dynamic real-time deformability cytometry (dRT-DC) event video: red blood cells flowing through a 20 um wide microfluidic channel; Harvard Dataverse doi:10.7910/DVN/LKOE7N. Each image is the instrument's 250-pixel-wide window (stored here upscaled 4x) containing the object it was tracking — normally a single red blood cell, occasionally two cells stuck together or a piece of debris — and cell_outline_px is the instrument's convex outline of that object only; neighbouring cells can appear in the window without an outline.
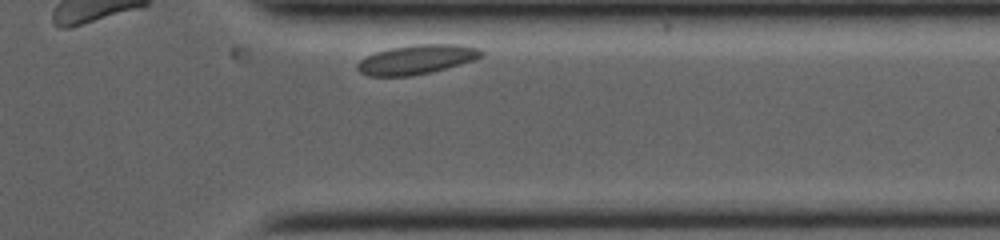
{"species": "common noctule bat (a hibernating species)", "species_latin": "Nyctalus noctula", "temperature_condition": "room temperature", "stored_images_in_passage": 38, "camera_frame_rate_fps": 4000, "um_per_image_px": 0.085, "animal": {"sex": "female", "body_mass_g": 19.0, "forearm_length_mm": 53.3}, "frame": {"image": 1, "passage_image": 38, "time_ms": 8.75, "image_size_px": [1000, 240], "cell_outline_px": [[484, 56], [460, 64], [428, 72], [408, 76], [368, 76], [360, 72], [356, 68], [356, 64], [360, 60], [376, 52], [392, 48], [416, 44], [456, 44], [480, 48], [484, 52]], "centroid_in_image_um": [35.42, 5.05], "position_along_channel_um": 376.0, "area_um2": 20.92}}